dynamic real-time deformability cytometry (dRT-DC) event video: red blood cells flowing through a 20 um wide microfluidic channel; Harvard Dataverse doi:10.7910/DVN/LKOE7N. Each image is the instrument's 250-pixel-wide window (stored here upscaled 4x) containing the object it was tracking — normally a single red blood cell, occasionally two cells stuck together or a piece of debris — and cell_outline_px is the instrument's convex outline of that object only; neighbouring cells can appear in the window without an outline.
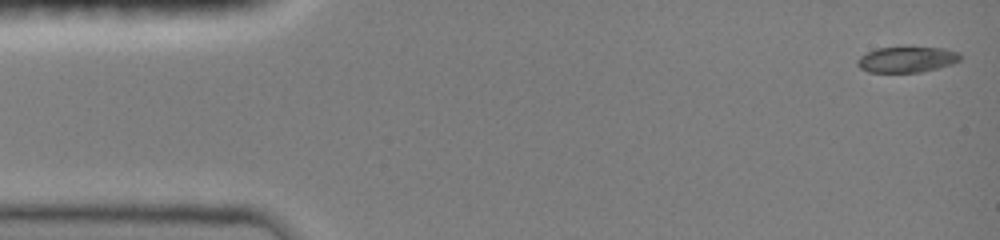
{"species": "common noctule bat (a hibernating species)", "species_latin": "Nyctalus noctula", "temperature_condition": "room temperature", "stored_images_in_passage": 8, "camera_frame_rate_fps": 3000, "um_per_image_px": 0.085, "animal": {"sex": "female", "body_mass_g": 19.0, "forearm_length_mm": 51.5}, "frame": {"image": 1, "passage_image": 1, "time_ms": 0.0, "image_size_px": [1000, 240], "cell_outline_px": [[964, 56], [960, 60], [952, 64], [920, 72], [868, 72], [860, 68], [856, 64], [856, 60], [860, 56], [876, 48], [944, 48], [960, 52]], "centroid_in_image_um": [77.1, 5.06], "position_along_channel_um": 7.9, "area_um2": 15.37}}